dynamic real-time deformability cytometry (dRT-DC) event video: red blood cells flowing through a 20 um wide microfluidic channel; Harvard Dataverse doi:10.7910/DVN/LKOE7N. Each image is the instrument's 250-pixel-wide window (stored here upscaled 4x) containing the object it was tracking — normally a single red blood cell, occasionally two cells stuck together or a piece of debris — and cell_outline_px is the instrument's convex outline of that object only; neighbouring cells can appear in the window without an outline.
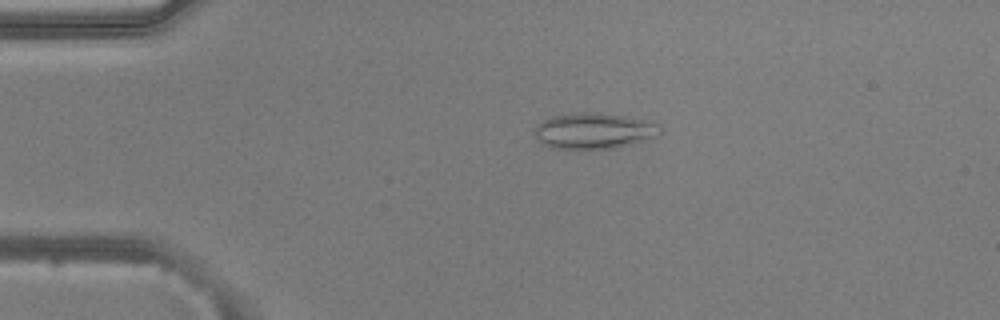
{"species": "common noctule bat (a hibernating species)", "species_latin": "Nyctalus noctula", "temperature_condition": "warm", "stored_images_in_passage": 45, "camera_frame_rate_fps": 3000, "um_per_image_px": 0.085, "animal": {"sex": "male", "body_mass_g": 20.5, "forearm_length_mm": 52.5}, "frame": {"image": 1, "passage_image": 4, "time_ms": 1.0, "image_size_px": [1000, 320], "cell_outline_px": [[660, 136], [648, 140], [632, 144], [612, 148], [552, 148], [544, 144], [532, 132], [532, 128], [544, 120], [552, 116], [572, 112], [596, 112], [628, 116], [656, 120], [660, 124]], "centroid_in_image_um": [50.56, 11.09], "position_along_channel_um": 34.4, "area_um2": 26.82}}
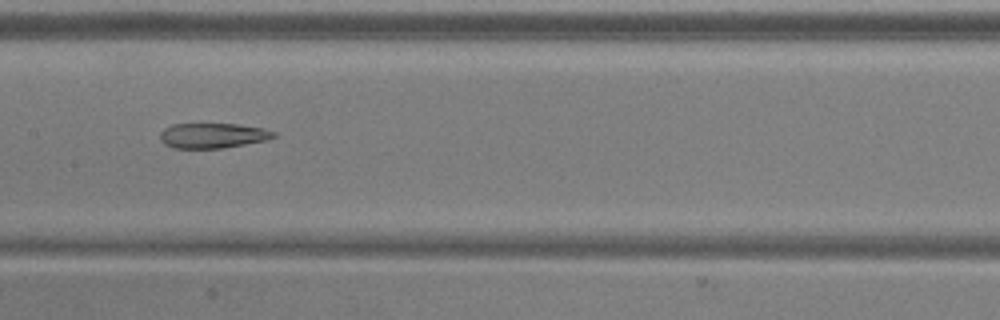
{"frame": {"image": 2, "passage_image": 19, "time_ms": 6.0, "image_size_px": [1000, 320], "cell_outline_px": [[276, 136], [264, 140], [244, 144], [220, 148], [172, 148], [164, 144], [160, 140], [160, 132], [164, 128], [172, 124], [240, 124], [264, 128], [276, 132]], "centroid_in_image_um": [18.05, 11.51], "position_along_channel_um": 189.3, "area_um2": 16.59}}
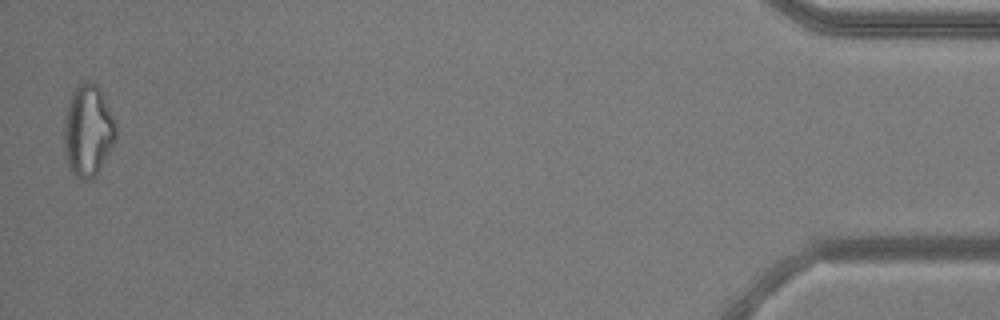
{"frame": {"image": 3, "passage_image": 44, "time_ms": 14.333, "image_size_px": [1000, 320], "cell_outline_px": [[116, 136], [96, 176], [88, 180], [80, 180], [72, 176], [68, 168], [64, 148], [64, 120], [68, 104], [72, 92], [80, 84], [92, 80], [100, 88], [116, 124]], "centroid_in_image_um": [7.45, 11.14], "position_along_channel_um": 427.7, "area_um2": 27.69}, "authors_computed_cell_mechanics": {"area_um2": 21.386, "velocity_mm_per_s": 3.932, "shape_relaxation_time_tau1_ms": null, "shape_relaxation_time_tau2_ms": 5.2647, "deformation_change_tau1": null, "deformation_change_tau2": 0.1544}}